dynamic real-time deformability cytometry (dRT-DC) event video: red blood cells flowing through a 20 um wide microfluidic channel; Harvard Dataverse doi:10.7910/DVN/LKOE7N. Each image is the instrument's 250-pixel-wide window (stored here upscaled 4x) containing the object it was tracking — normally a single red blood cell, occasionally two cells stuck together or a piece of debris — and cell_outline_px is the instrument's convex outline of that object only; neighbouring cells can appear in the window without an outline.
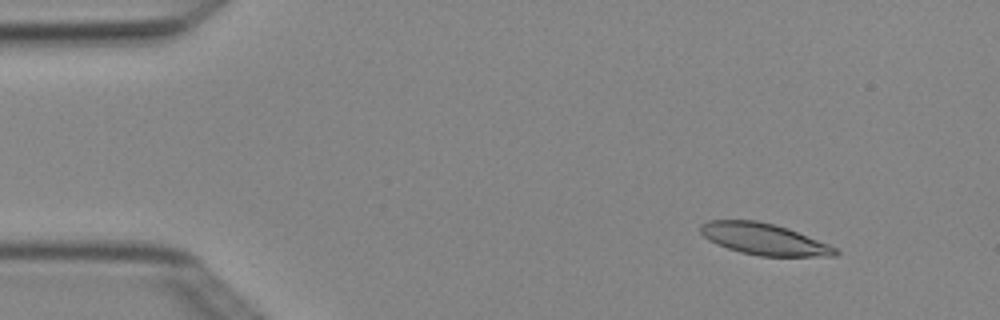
{"species": "Egyptian fruit bat (a non-hibernating species)", "species_latin": "Rousettus aegyptiacus", "temperature_condition": "cold", "stored_images_in_passage": 5, "camera_frame_rate_fps": 3000, "um_per_image_px": 0.085, "animal": {"sex": "female"}, "frame": {"image": 1, "passage_image": 2, "time_ms": 0.333, "image_size_px": [1000, 320], "cell_outline_px": [[840, 252], [836, 256], [760, 256], [740, 252], [716, 244], [708, 240], [700, 232], [700, 224], [708, 220], [756, 220], [788, 228], [828, 244], [836, 248]], "centroid_in_image_um": [64.92, 20.32], "position_along_channel_um": 20.1, "area_um2": 24.68}}
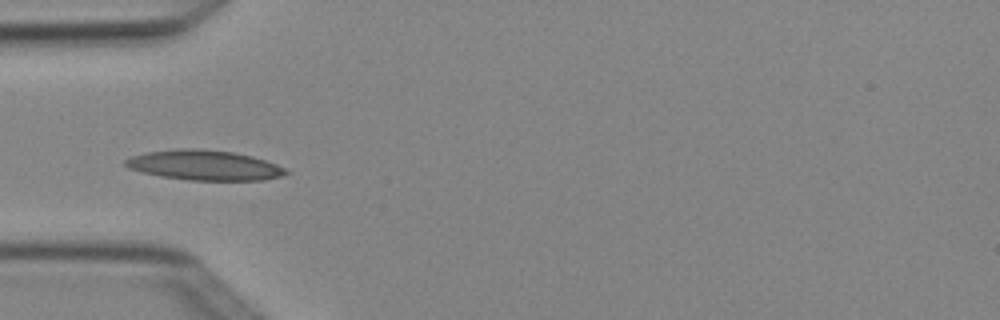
{"frame": {"image": 2, "passage_image": 5, "time_ms": 1.333, "image_size_px": [1000, 320], "cell_outline_px": [[292, 172], [280, 176], [264, 180], [188, 180], [160, 176], [140, 172], [128, 168], [124, 164], [124, 160], [132, 156], [148, 152], [180, 148], [192, 148], [232, 152], [252, 156], [276, 164]], "centroid_in_image_um": [17.35, 14.05], "position_along_channel_um": 67.6, "area_um2": 27.98}}